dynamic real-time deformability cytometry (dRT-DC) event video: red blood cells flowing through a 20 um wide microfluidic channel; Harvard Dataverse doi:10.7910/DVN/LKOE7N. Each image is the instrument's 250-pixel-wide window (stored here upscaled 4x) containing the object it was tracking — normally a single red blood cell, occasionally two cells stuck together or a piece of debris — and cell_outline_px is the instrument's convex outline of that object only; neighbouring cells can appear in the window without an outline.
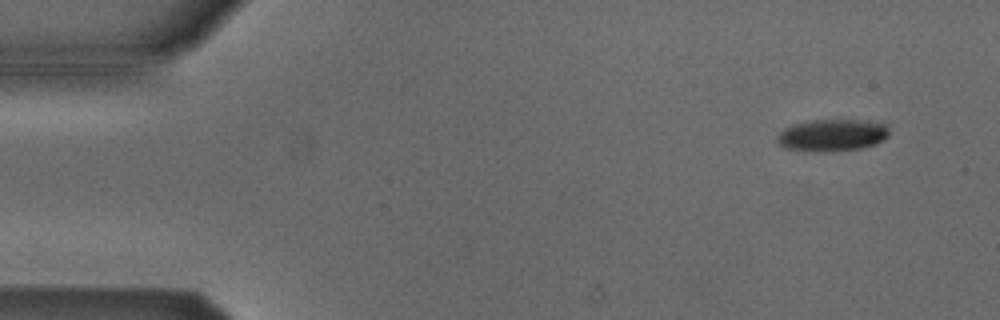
{"species": "Egyptian fruit bat (a non-hibernating species)", "species_latin": "Rousettus aegyptiacus", "temperature_condition": "cold", "stored_images_in_passage": 53, "camera_frame_rate_fps": 3000, "um_per_image_px": 0.085, "animal": {"sex": "male"}, "frame": {"image": 1, "passage_image": 4, "time_ms": 1.0, "image_size_px": [1000, 320], "cell_outline_px": [[888, 136], [876, 144], [860, 148], [816, 152], [784, 148], [776, 140], [776, 136], [784, 128], [792, 124], [812, 120], [860, 120], [884, 124], [888, 128]], "centroid_in_image_um": [70.69, 11.49], "position_along_channel_um": 14.3, "area_um2": 20.75}}
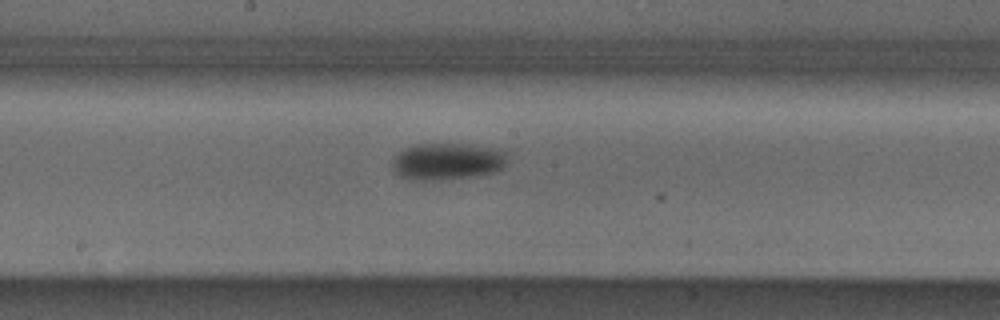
{"frame": {"image": 2, "passage_image": 28, "time_ms": 9.0, "image_size_px": [1000, 320], "cell_outline_px": [[508, 160], [496, 172], [476, 176], [424, 180], [412, 180], [400, 176], [392, 168], [392, 160], [404, 148], [416, 144], [468, 144], [496, 148], [508, 152]], "centroid_in_image_um": [38.05, 13.7], "position_along_channel_um": 210.2, "area_um2": 24.74}}
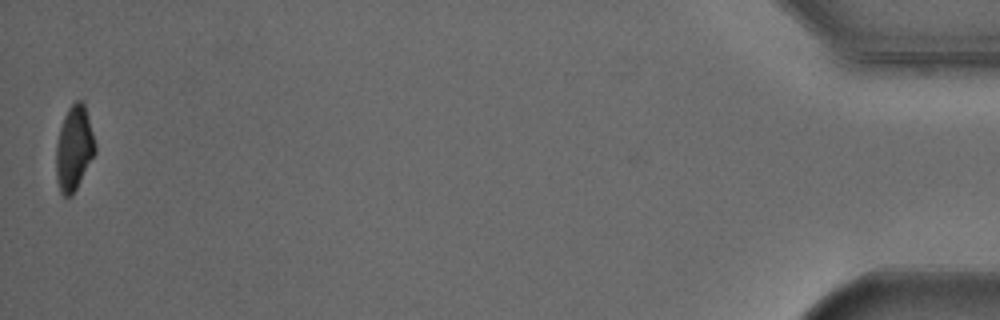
{"frame": {"image": 3, "passage_image": 53, "time_ms": 17.333, "image_size_px": [1000, 320], "cell_outline_px": [[96, 152], [72, 196], [64, 196], [60, 192], [56, 180], [56, 144], [60, 128], [64, 116], [68, 108], [76, 100], [80, 100], [84, 104], [96, 144]], "centroid_in_image_um": [6.28, 12.62], "position_along_channel_um": 428.9, "area_um2": 19.19}, "authors_computed_cell_mechanics": {"area_um2": 23.1778, "velocity_mm_per_s": 3.8256, "shape_relaxation_time_tau1_ms": 5.0906, "shape_relaxation_time_tau2_ms": null, "deformation_change_tau1": 0.1289, "deformation_change_tau2": null}}